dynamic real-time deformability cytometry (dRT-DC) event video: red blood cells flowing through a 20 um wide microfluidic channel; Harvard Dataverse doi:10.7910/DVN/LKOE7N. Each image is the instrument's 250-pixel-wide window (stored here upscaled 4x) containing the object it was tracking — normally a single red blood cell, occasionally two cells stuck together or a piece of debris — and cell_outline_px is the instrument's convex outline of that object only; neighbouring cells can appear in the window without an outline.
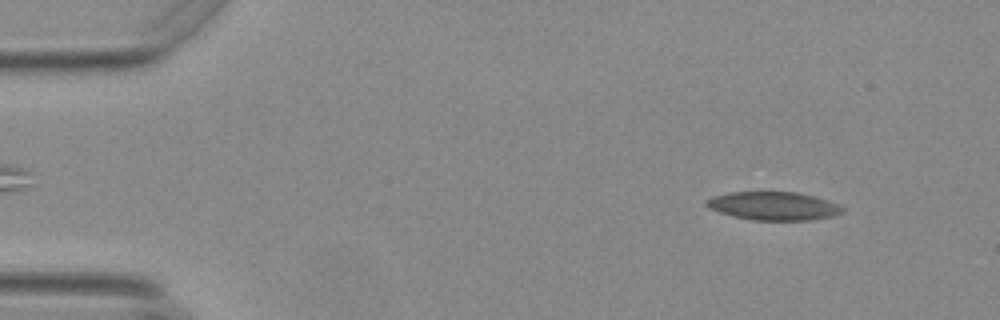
{"species": "Egyptian fruit bat (a non-hibernating species)", "species_latin": "Rousettus aegyptiacus", "temperature_condition": "warm", "stored_images_in_passage": 16, "camera_frame_rate_fps": 3000, "um_per_image_px": 0.085, "animal": {"sex": "female"}, "frame": {"image": 1, "passage_image": 5, "time_ms": 1.333, "image_size_px": [1000, 320], "cell_outline_px": [[844, 212], [832, 216], [808, 220], [752, 220], [720, 212], [708, 208], [704, 204], [704, 200], [712, 196], [728, 192], [796, 192], [812, 196], [836, 204], [844, 208]], "centroid_in_image_um": [65.68, 17.5], "position_along_channel_um": 19.3, "area_um2": 22.25}}